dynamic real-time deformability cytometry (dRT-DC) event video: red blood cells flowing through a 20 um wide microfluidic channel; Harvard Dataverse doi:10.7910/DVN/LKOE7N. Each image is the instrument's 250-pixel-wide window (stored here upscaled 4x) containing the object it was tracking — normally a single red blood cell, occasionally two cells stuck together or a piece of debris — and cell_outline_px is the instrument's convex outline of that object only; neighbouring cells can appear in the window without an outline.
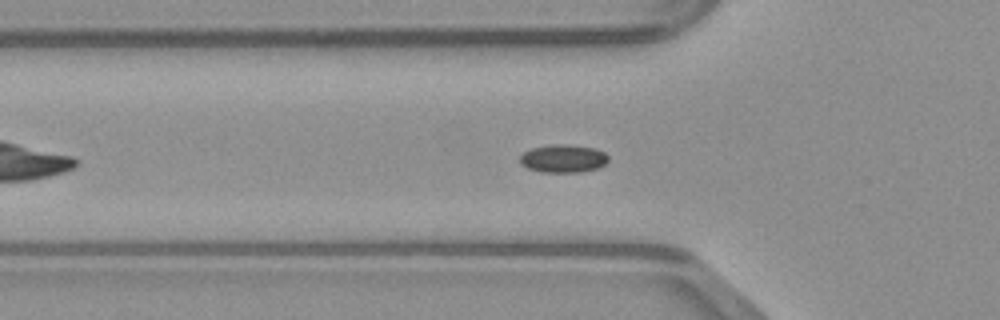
{"species": "common noctule bat (a hibernating species)", "species_latin": "Nyctalus noctula", "temperature_condition": "warm", "stored_images_in_passage": 44, "camera_frame_rate_fps": 3000, "um_per_image_px": 0.085, "animal": {"sex": "male", "body_mass_g": 23.1, "forearm_length_mm": 52.7}, "frame": {"image": 1, "passage_image": 10, "time_ms": 3.0, "image_size_px": [1000, 320], "cell_outline_px": [[608, 160], [604, 164], [596, 168], [580, 172], [540, 172], [528, 168], [520, 164], [520, 156], [524, 152], [532, 148], [552, 144], [568, 144], [596, 148], [604, 152], [608, 156]], "centroid_in_image_um": [47.86, 13.47], "position_along_channel_um": 77.9, "area_um2": 14.45}}
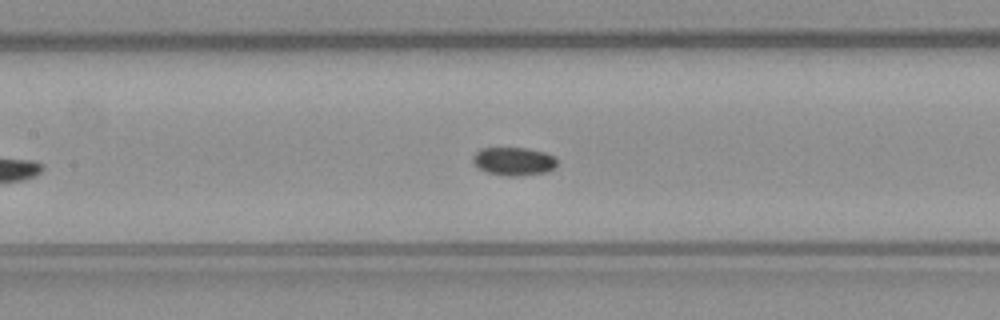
{"frame": {"image": 2, "passage_image": 16, "time_ms": 5.0, "image_size_px": [1000, 320], "cell_outline_px": [[556, 164], [548, 172], [516, 176], [504, 176], [488, 172], [480, 168], [472, 160], [472, 156], [480, 148], [528, 148], [544, 152], [556, 156]], "centroid_in_image_um": [43.68, 13.7], "position_along_channel_um": 163.7, "area_um2": 13.81}}
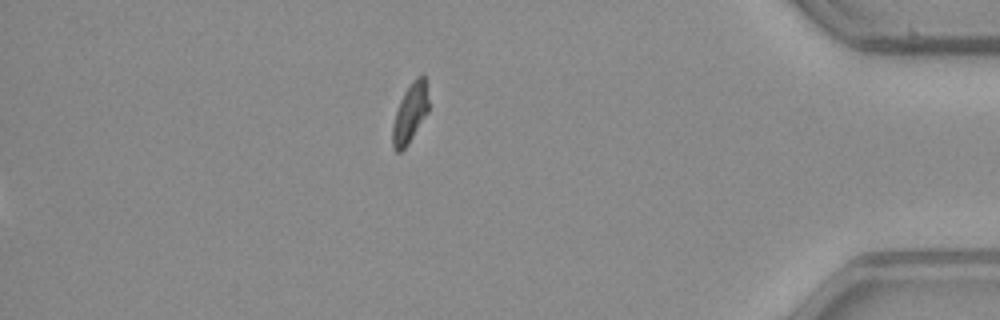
{"frame": {"image": 3, "passage_image": 44, "time_ms": 14.333, "image_size_px": [1000, 320], "cell_outline_px": [[428, 112], [408, 144], [400, 152], [396, 152], [392, 148], [392, 124], [400, 100], [404, 92], [416, 76], [424, 72], [428, 100]], "centroid_in_image_um": [34.84, 9.61], "position_along_channel_um": 400.4, "area_um2": 12.48}}